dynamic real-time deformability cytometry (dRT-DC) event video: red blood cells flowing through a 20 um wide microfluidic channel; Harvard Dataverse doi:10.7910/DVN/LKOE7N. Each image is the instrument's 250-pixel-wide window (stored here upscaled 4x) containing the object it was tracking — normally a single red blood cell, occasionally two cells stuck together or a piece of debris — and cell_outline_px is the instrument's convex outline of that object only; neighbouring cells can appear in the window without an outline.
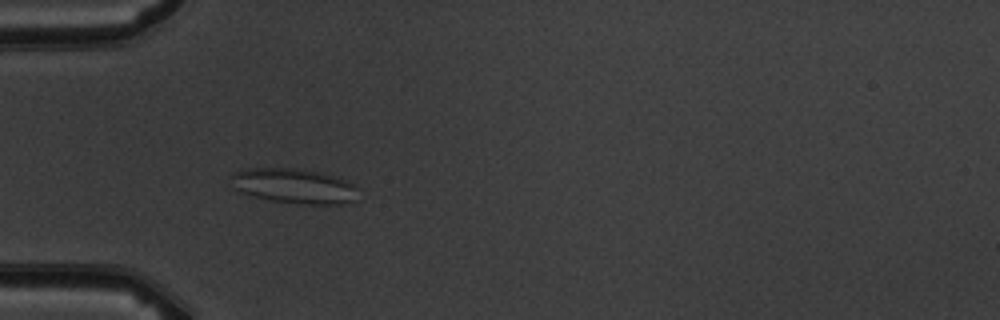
{"species": "common noctule bat (a hibernating species)", "species_latin": "Nyctalus noctula", "temperature_condition": "warm", "stored_images_in_passage": 6, "camera_frame_rate_fps": 3000, "um_per_image_px": 0.085, "animal": {"sex": "male", "body_mass_g": 19.5, "forearm_length_mm": 54.6}, "frame": {"image": 1, "passage_image": 5, "time_ms": 4.667, "image_size_px": [1000, 320], "cell_outline_px": [[356, 188], [352, 200], [344, 204], [300, 204], [272, 200], [240, 192], [232, 188], [232, 172], [240, 168], [296, 168], [324, 172], [348, 180]], "centroid_in_image_um": [24.95, 15.78], "position_along_channel_um": 60.1, "area_um2": 25.95}}
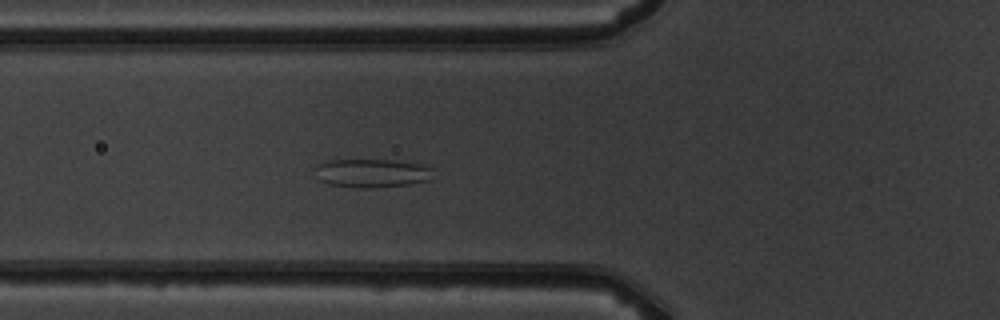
{"frame": {"image": 2, "passage_image": 6, "time_ms": 5.667, "image_size_px": [1000, 320], "cell_outline_px": [[432, 180], [408, 184], [372, 188], [352, 188], [328, 184], [320, 180], [316, 168], [316, 164], [324, 160], [388, 160], [420, 164], [432, 168]], "centroid_in_image_um": [31.6, 14.72], "position_along_channel_um": 94.2, "area_um2": 19.71}}